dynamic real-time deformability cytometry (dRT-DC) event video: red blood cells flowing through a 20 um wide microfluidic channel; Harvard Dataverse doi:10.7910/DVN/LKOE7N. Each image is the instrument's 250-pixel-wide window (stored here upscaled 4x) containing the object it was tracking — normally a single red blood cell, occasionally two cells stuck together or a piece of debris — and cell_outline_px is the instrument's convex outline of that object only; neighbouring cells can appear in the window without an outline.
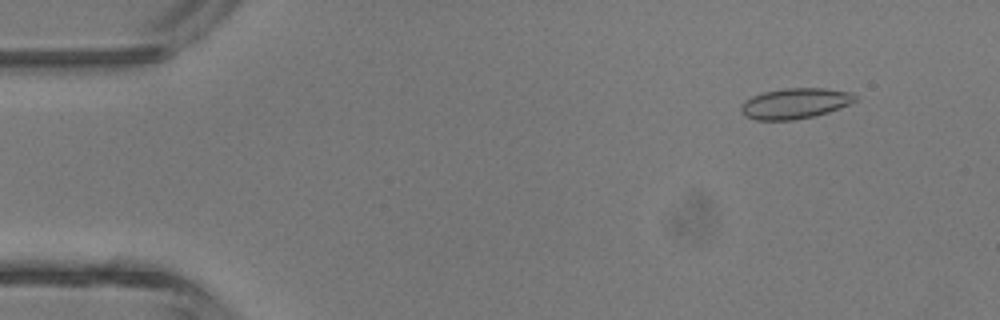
{"species": "common noctule bat (a hibernating species)", "species_latin": "Nyctalus noctula", "temperature_condition": "room temperature", "stored_images_in_passage": 5, "camera_frame_rate_fps": 3000, "um_per_image_px": 0.085, "animal": {"sex": "male", "body_mass_g": 13.3}, "frame": {"image": 1, "passage_image": 2, "time_ms": 1.0, "image_size_px": [1000, 320], "cell_outline_px": [[856, 100], [848, 104], [828, 112], [812, 116], [792, 120], [756, 120], [744, 116], [740, 112], [740, 104], [744, 100], [752, 96], [764, 92], [784, 88], [824, 88], [852, 92], [856, 96]], "centroid_in_image_um": [67.52, 8.79], "position_along_channel_um": 17.5, "area_um2": 20.35}}